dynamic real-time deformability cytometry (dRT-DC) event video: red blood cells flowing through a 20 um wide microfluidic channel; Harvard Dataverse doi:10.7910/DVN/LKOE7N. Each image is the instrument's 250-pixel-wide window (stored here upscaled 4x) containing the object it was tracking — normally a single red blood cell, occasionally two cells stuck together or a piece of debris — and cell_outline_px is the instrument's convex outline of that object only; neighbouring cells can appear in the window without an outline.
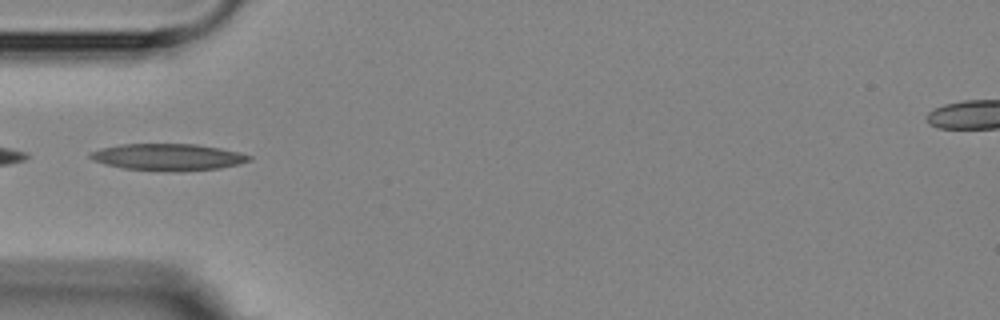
{"species": "Egyptian fruit bat (a non-hibernating species)", "species_latin": "Rousettus aegyptiacus", "temperature_condition": "room temperature", "stored_images_in_passage": 3, "camera_frame_rate_fps": 3000, "um_per_image_px": 0.085, "animal": {"sex": "female"}, "frame": {"image": 1, "passage_image": 3, "time_ms": 2.0, "image_size_px": [1000, 320], "cell_outline_px": [[252, 160], [220, 168], [184, 172], [168, 172], [124, 168], [108, 164], [96, 160], [88, 156], [88, 152], [100, 148], [120, 144], [196, 144], [220, 148], [252, 156]], "centroid_in_image_um": [14.28, 13.36], "position_along_channel_um": 70.7, "area_um2": 24.8}}